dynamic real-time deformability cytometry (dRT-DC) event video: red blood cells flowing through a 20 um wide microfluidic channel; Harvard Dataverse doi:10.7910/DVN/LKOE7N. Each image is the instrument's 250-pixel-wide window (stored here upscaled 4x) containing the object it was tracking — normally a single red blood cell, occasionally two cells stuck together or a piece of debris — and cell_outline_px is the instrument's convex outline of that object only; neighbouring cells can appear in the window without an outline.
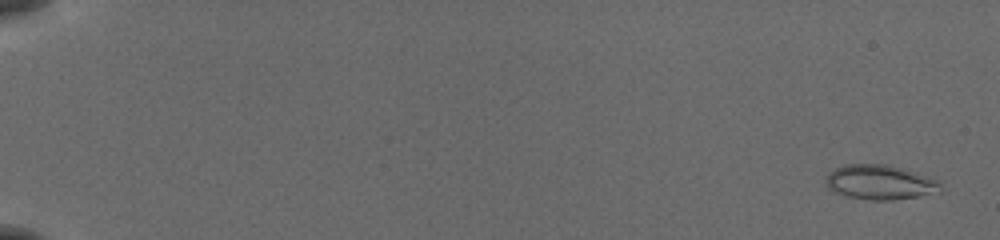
{"species": "common noctule bat (a hibernating species)", "species_latin": "Nyctalus noctula", "temperature_condition": "cold", "stored_images_in_passage": 55, "camera_frame_rate_fps": 3000, "um_per_image_px": 0.085, "animal": {"sex": "female", "body_mass_g": 19.5, "forearm_length_mm": 54.1}, "frame": {"image": 1, "passage_image": 2, "time_ms": 0.333, "image_size_px": [1000, 240], "cell_outline_px": [[940, 192], [892, 200], [872, 200], [848, 196], [836, 192], [828, 188], [828, 172], [844, 164], [884, 164], [900, 168], [936, 180], [940, 184]], "centroid_in_image_um": [74.77, 15.49], "position_along_channel_um": 10.2, "area_um2": 22.48}}
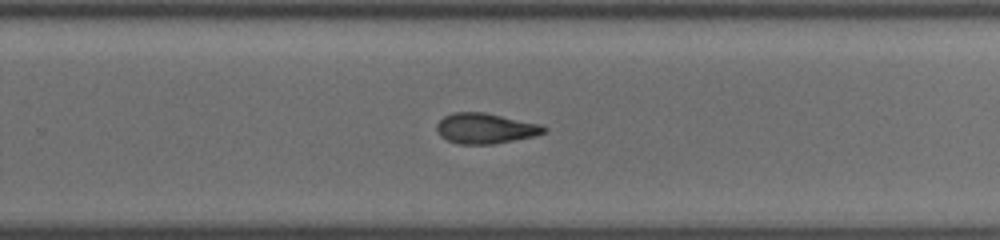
{"frame": {"image": 2, "passage_image": 38, "time_ms": 12.333, "image_size_px": [1000, 240], "cell_outline_px": [[548, 128], [544, 132], [536, 136], [492, 144], [460, 144], [448, 140], [440, 136], [436, 128], [436, 124], [444, 116], [452, 112], [484, 112], [540, 124]], "centroid_in_image_um": [41.24, 10.91], "position_along_channel_um": 288.6, "area_um2": 18.96}}
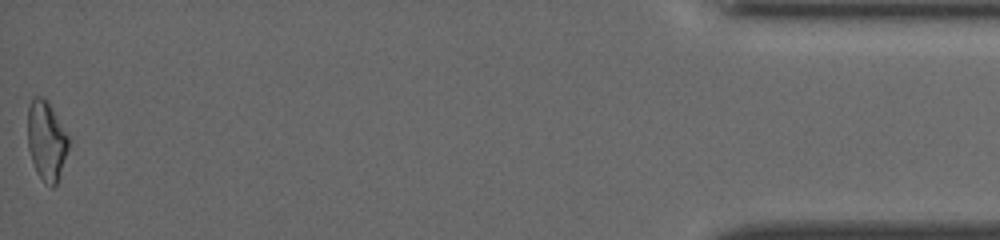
{"frame": {"image": 3, "passage_image": 55, "time_ms": 18.0, "image_size_px": [1000, 240], "cell_outline_px": [[68, 148], [56, 184], [52, 188], [36, 172], [28, 148], [28, 108], [32, 100], [36, 96], [40, 96], [48, 104], [68, 136]], "centroid_in_image_um": [3.92, 11.98], "position_along_channel_um": 431.3, "area_um2": 18.09}, "authors_computed_cell_mechanics": {"area_um2": 19.8832, "velocity_mm_per_s": 3.9093, "shape_relaxation_time_tau1_ms": 7.6084, "shape_relaxation_time_tau2_ms": 3.9417, "deformation_change_tau1": 0.1653, "deformation_change_tau2": 0.1098}}